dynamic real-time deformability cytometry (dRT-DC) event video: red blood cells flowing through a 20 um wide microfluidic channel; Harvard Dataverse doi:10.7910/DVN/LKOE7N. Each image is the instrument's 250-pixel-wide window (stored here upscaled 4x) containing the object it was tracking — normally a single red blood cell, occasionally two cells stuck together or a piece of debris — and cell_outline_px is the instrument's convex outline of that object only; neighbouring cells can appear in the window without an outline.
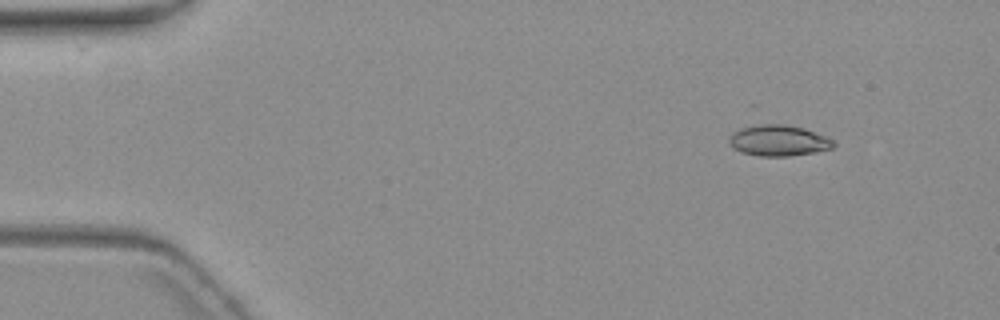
{"species": "common noctule bat (a hibernating species)", "species_latin": "Nyctalus noctula", "temperature_condition": "warm", "stored_images_in_passage": 4, "camera_frame_rate_fps": 3000, "um_per_image_px": 0.085, "animal": {"sex": "female", "body_mass_g": 19.3, "forearm_length_mm": 54.1}, "frame": {"image": 1, "passage_image": 1, "time_ms": 0.0, "image_size_px": [1000, 320], "cell_outline_px": [[836, 144], [832, 148], [812, 152], [788, 156], [760, 156], [744, 152], [736, 148], [728, 140], [732, 132], [744, 128], [760, 124], [784, 124], [804, 128], [824, 136], [832, 140]], "centroid_in_image_um": [66.19, 11.94], "position_along_channel_um": 18.8, "area_um2": 18.32}}
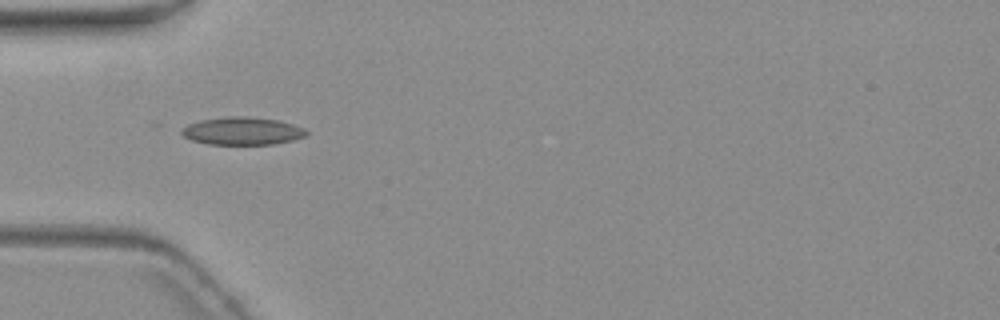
{"frame": {"image": 2, "passage_image": 4, "time_ms": 4.0, "image_size_px": [1000, 320], "cell_outline_px": [[308, 132], [304, 136], [292, 140], [272, 144], [208, 144], [192, 140], [184, 136], [180, 132], [188, 124], [200, 120], [228, 116], [248, 116], [276, 120], [292, 124], [304, 128]], "centroid_in_image_um": [20.58, 11.13], "position_along_channel_um": 64.4, "area_um2": 19.94}}